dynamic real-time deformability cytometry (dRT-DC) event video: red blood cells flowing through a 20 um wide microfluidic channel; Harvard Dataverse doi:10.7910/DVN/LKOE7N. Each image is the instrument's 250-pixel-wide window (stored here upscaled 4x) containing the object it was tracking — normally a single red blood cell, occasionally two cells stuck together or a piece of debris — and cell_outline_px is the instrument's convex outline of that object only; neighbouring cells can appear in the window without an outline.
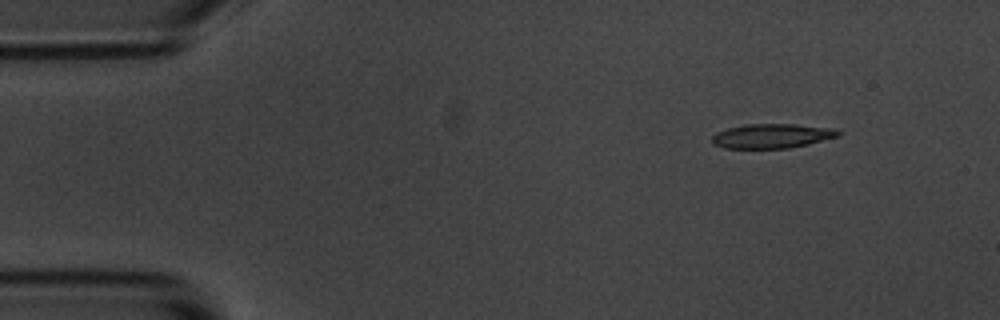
{"species": "common noctule bat (a hibernating species)", "species_latin": "Nyctalus noctula", "temperature_condition": "room temperature", "stored_images_in_passage": 10, "camera_frame_rate_fps": 3000, "um_per_image_px": 0.085, "animal": {"sex": "male", "body_mass_g": 20.1, "forearm_length_mm": 53.5}, "frame": {"image": 1, "passage_image": 1, "time_ms": 0.0, "image_size_px": [1000, 320], "cell_outline_px": [[840, 136], [808, 144], [788, 148], [724, 148], [712, 144], [712, 136], [716, 132], [728, 128], [744, 124], [796, 124], [836, 128], [840, 132]], "centroid_in_image_um": [65.62, 11.55], "position_along_channel_um": 19.4, "area_um2": 18.09}}